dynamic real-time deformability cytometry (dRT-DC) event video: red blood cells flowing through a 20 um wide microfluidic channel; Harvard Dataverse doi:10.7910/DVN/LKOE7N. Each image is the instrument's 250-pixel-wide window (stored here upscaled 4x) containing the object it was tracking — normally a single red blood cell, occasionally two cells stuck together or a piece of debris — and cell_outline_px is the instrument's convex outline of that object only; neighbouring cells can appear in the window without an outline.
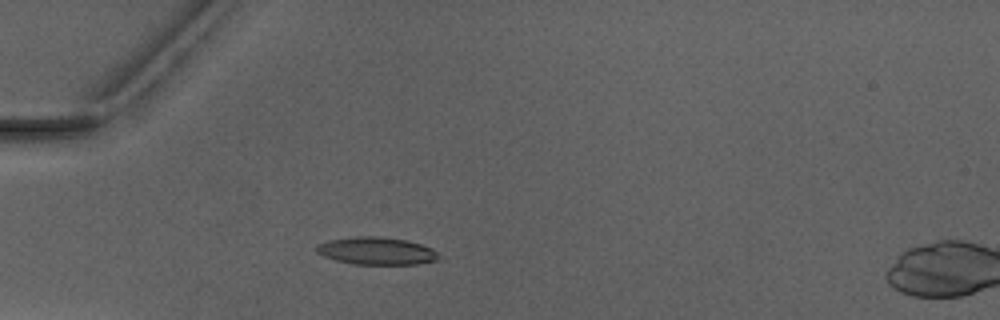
{"species": "Egyptian fruit bat (a non-hibernating species)", "species_latin": "Rousettus aegyptiacus", "temperature_condition": "warm", "stored_images_in_passage": 4, "camera_frame_rate_fps": 3000, "um_per_image_px": 0.085, "animal": {"sex": "male"}, "frame": {"image": 1, "passage_image": 3, "time_ms": 3.0, "image_size_px": [1000, 320], "cell_outline_px": [[436, 260], [416, 264], [356, 264], [336, 260], [324, 256], [316, 252], [316, 244], [328, 240], [352, 236], [380, 236], [408, 240], [432, 248], [436, 252]], "centroid_in_image_um": [31.95, 21.31], "position_along_channel_um": 53.1, "area_um2": 19.54}}